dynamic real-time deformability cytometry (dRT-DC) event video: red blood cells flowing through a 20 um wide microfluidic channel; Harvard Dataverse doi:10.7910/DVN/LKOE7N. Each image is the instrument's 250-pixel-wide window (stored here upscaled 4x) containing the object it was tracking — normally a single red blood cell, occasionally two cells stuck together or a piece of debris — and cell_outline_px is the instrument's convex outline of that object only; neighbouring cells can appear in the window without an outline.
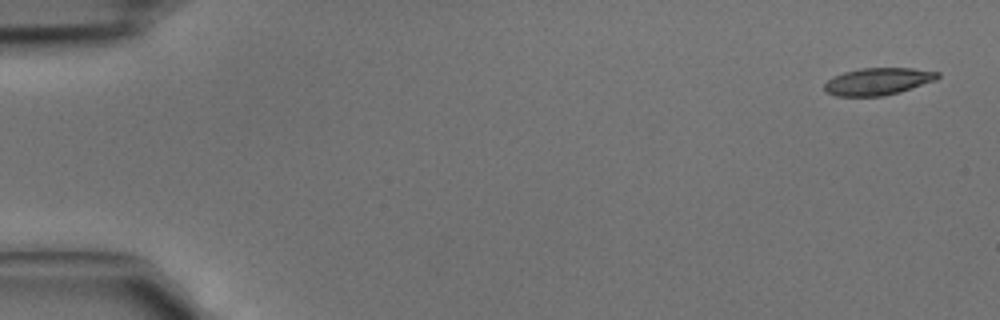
{"species": "common noctule bat (a hibernating species)", "species_latin": "Nyctalus noctula", "temperature_condition": "cold", "stored_images_in_passage": 4, "camera_frame_rate_fps": 3000, "um_per_image_px": 0.085, "animal": {"sex": "male", "body_mass_g": 15.6}, "frame": {"image": 1, "passage_image": 1, "time_ms": 0.0, "image_size_px": [1000, 320], "cell_outline_px": [[940, 76], [936, 80], [900, 92], [884, 96], [836, 96], [828, 92], [824, 88], [824, 84], [832, 76], [844, 72], [860, 68], [912, 68], [940, 72]], "centroid_in_image_um": [74.64, 6.92], "position_along_channel_um": 10.4, "area_um2": 17.98}}
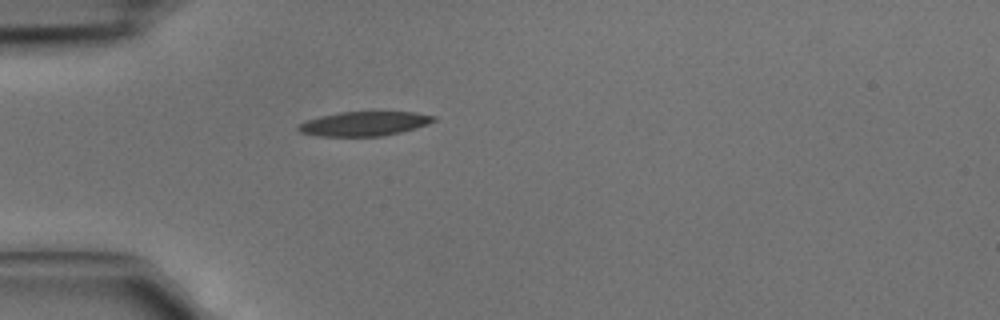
{"frame": {"image": 2, "passage_image": 4, "time_ms": 1.0, "image_size_px": [1000, 320], "cell_outline_px": [[436, 120], [428, 124], [416, 128], [384, 136], [316, 136], [300, 132], [296, 128], [300, 124], [308, 120], [320, 116], [340, 112], [416, 112], [436, 116]], "centroid_in_image_um": [30.98, 10.51], "position_along_channel_um": 54.0, "area_um2": 19.19}}